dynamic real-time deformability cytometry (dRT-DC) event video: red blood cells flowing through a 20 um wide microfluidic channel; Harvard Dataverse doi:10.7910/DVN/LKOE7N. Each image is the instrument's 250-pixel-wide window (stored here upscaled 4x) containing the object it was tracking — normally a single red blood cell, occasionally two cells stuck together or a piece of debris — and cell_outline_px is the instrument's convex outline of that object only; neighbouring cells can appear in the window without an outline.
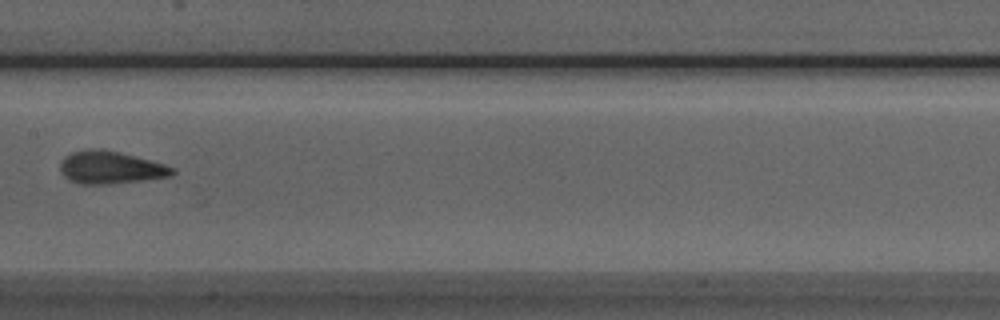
{"species": "Egyptian fruit bat (a non-hibernating species)", "species_latin": "Rousettus aegyptiacus", "temperature_condition": "room temperature", "stored_images_in_passage": 7, "camera_frame_rate_fps": 3000, "um_per_image_px": 0.085, "animal": {"sex": "male"}, "frame": {"image": 1, "passage_image": 5, "time_ms": 4.667, "image_size_px": [1000, 320], "cell_outline_px": [[176, 172], [168, 176], [140, 180], [108, 184], [80, 184], [68, 180], [64, 176], [60, 168], [60, 164], [64, 156], [72, 152], [92, 148], [100, 148], [120, 152], [164, 164], [176, 168]], "centroid_in_image_um": [9.36, 14.23], "position_along_channel_um": 198.0, "area_um2": 21.21}}
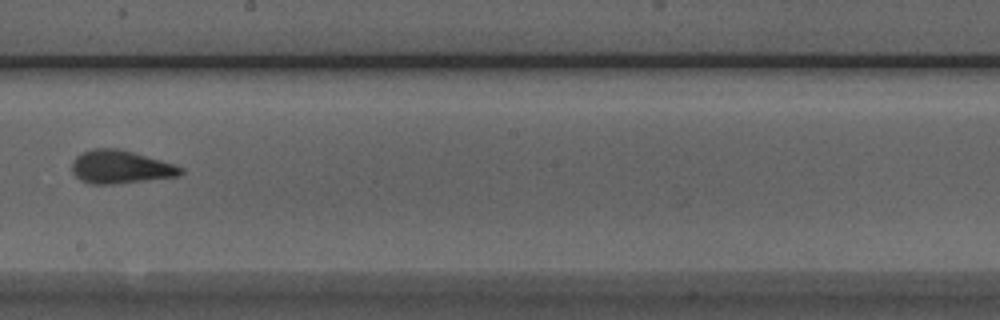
{"frame": {"image": 2, "passage_image": 6, "time_ms": 5.667, "image_size_px": [1000, 320], "cell_outline_px": [[184, 172], [176, 176], [116, 184], [92, 184], [80, 180], [72, 172], [72, 160], [76, 156], [92, 148], [120, 148], [160, 160], [184, 168]], "centroid_in_image_um": [10.2, 14.19], "position_along_channel_um": 238.0, "area_um2": 20.92}}
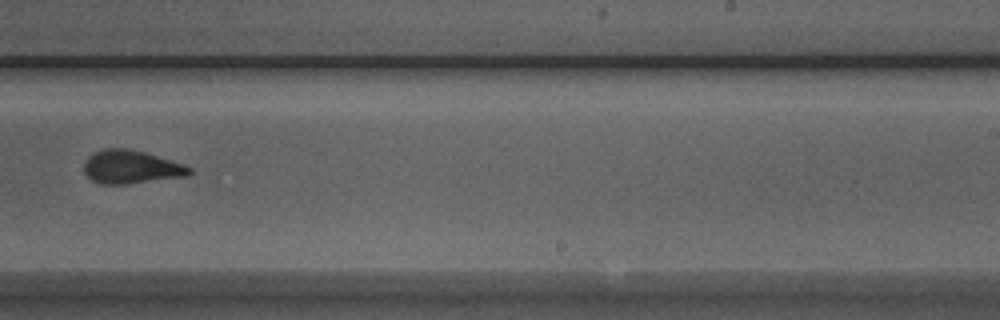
{"frame": {"image": 3, "passage_image": 7, "time_ms": 6.667, "image_size_px": [1000, 320], "cell_outline_px": [[192, 172], [188, 176], [124, 184], [100, 184], [92, 180], [84, 172], [84, 160], [88, 156], [104, 148], [128, 148], [144, 152], [184, 164], [192, 168]], "centroid_in_image_um": [11.14, 14.19], "position_along_channel_um": 277.9, "area_um2": 20.46}}